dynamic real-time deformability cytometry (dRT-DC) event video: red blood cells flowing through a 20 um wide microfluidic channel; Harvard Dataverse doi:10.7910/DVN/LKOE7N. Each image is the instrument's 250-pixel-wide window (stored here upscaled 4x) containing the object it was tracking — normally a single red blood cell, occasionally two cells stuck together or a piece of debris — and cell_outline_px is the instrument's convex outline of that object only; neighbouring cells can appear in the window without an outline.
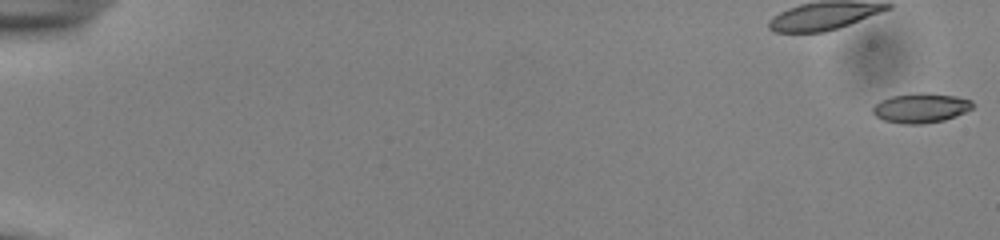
{"species": "common noctule bat (a hibernating species)", "species_latin": "Nyctalus noctula", "temperature_condition": "cold", "stored_images_in_passage": 26, "camera_frame_rate_fps": 3000, "um_per_image_px": 0.085, "animal": {"sex": "male", "body_mass_g": 13.0, "forearm_length_mm": 53.1}, "frame": {"image": 1, "passage_image": 1, "time_ms": 0.0, "image_size_px": [1000, 240], "cell_outline_px": [[976, 104], [972, 108], [956, 116], [944, 120], [920, 124], [904, 124], [884, 120], [876, 116], [872, 112], [872, 108], [880, 100], [892, 96], [920, 92], [924, 92], [956, 96], [972, 100]], "centroid_in_image_um": [78.29, 9.17], "position_along_channel_um": 6.7, "area_um2": 17.28}}
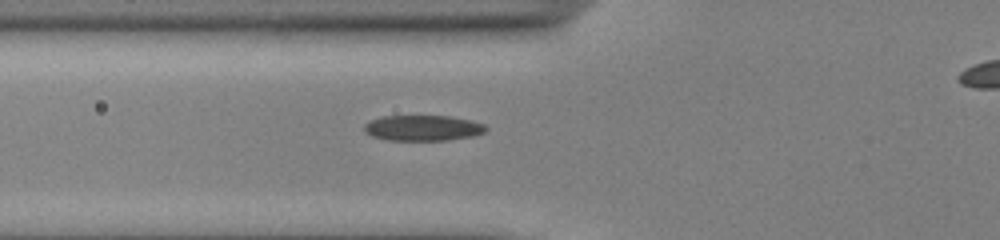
{"frame": {"image": 2, "passage_image": 22, "time_ms": 7.0, "image_size_px": [1000, 240], "cell_outline_px": [[488, 128], [484, 132], [472, 136], [448, 140], [388, 140], [372, 136], [364, 132], [364, 124], [380, 116], [452, 116], [472, 120], [484, 124]], "centroid_in_image_um": [35.95, 10.87], "position_along_channel_um": 89.9, "area_um2": 18.21}}
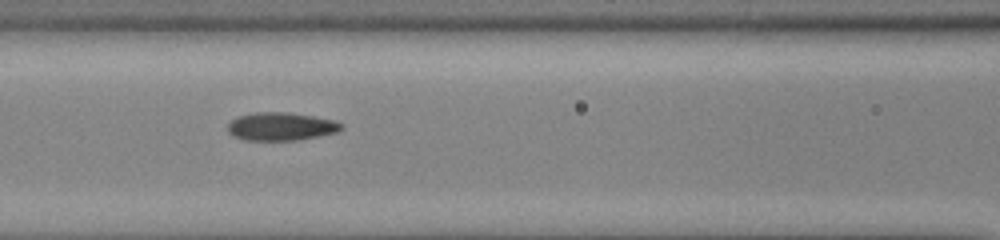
{"frame": {"image": 3, "passage_image": 26, "time_ms": 8.333, "image_size_px": [1000, 240], "cell_outline_px": [[344, 128], [336, 132], [296, 140], [244, 140], [232, 136], [228, 132], [228, 124], [232, 120], [240, 116], [256, 112], [288, 112], [336, 120], [344, 124]], "centroid_in_image_um": [23.89, 10.75], "position_along_channel_um": 142.7, "area_um2": 18.55}}